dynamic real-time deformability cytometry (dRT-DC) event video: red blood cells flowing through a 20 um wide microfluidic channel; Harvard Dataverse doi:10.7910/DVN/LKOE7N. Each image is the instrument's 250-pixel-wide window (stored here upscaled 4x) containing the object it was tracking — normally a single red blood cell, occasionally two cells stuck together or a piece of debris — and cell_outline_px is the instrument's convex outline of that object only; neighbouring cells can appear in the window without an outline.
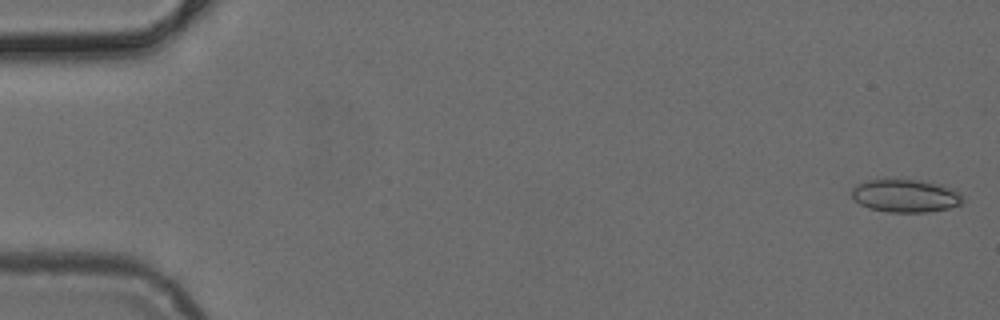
{"species": "common noctule bat (a hibernating species)", "species_latin": "Nyctalus noctula", "temperature_condition": "cold", "stored_images_in_passage": 14, "camera_frame_rate_fps": 3000, "um_per_image_px": 0.085, "animal": {"sex": "female", "body_mass_g": 24.6, "forearm_length_mm": 56.2}, "frame": {"image": 1, "passage_image": 1, "time_ms": 0.0, "image_size_px": [1000, 320], "cell_outline_px": [[964, 200], [960, 204], [948, 208], [924, 212], [888, 212], [868, 208], [852, 200], [852, 188], [856, 184], [868, 180], [924, 180], [940, 184], [952, 188], [960, 192]], "centroid_in_image_um": [76.95, 16.64], "position_along_channel_um": 8.0, "area_um2": 21.39}}